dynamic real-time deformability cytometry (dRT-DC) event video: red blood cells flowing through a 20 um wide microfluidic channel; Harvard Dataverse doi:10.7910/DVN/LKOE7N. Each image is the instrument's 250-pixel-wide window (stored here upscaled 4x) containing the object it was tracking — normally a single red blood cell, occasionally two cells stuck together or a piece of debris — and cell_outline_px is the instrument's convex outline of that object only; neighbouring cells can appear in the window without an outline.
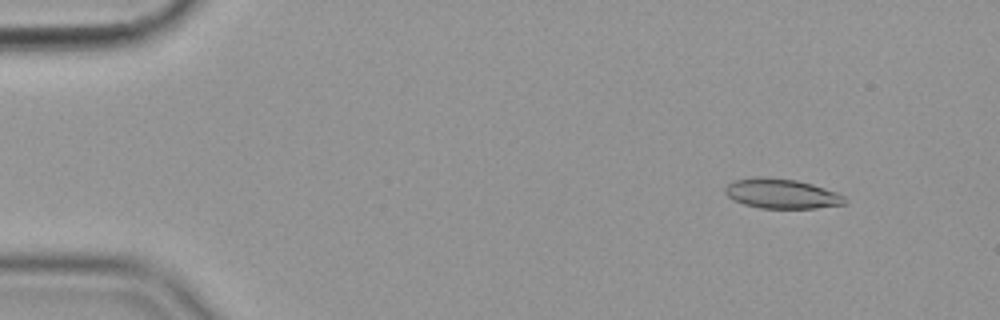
{"species": "common noctule bat (a hibernating species)", "species_latin": "Nyctalus noctula", "temperature_condition": "cold", "stored_images_in_passage": 56, "camera_frame_rate_fps": 3000, "um_per_image_px": 0.085, "animal": {"sex": "female", "body_mass_g": 19.9}, "frame": {"image": 1, "passage_image": 6, "time_ms": 1.667, "image_size_px": [1000, 320], "cell_outline_px": [[848, 204], [816, 208], [760, 208], [744, 204], [728, 196], [724, 192], [724, 188], [732, 180], [756, 176], [768, 176], [796, 180], [812, 184], [836, 192], [844, 196]], "centroid_in_image_um": [66.43, 16.45], "position_along_channel_um": 18.6, "area_um2": 20.92}}
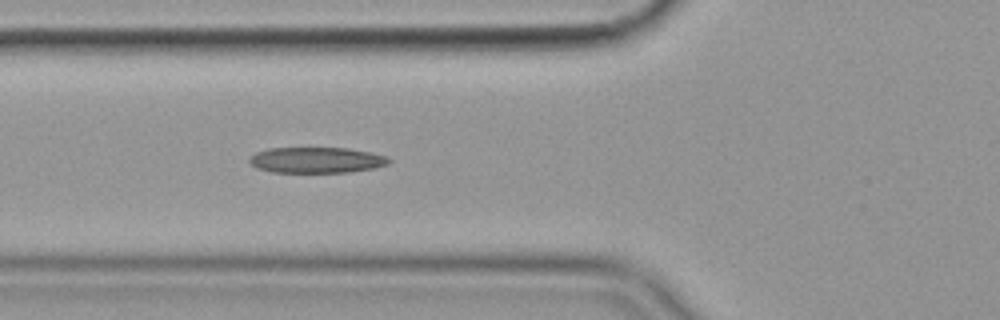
{"frame": {"image": 2, "passage_image": 21, "time_ms": 6.667, "image_size_px": [1000, 320], "cell_outline_px": [[392, 160], [388, 164], [372, 168], [348, 172], [272, 172], [256, 168], [248, 160], [256, 152], [268, 148], [348, 148], [372, 152], [388, 156]], "centroid_in_image_um": [26.92, 13.6], "position_along_channel_um": 98.9, "area_um2": 20.98}}
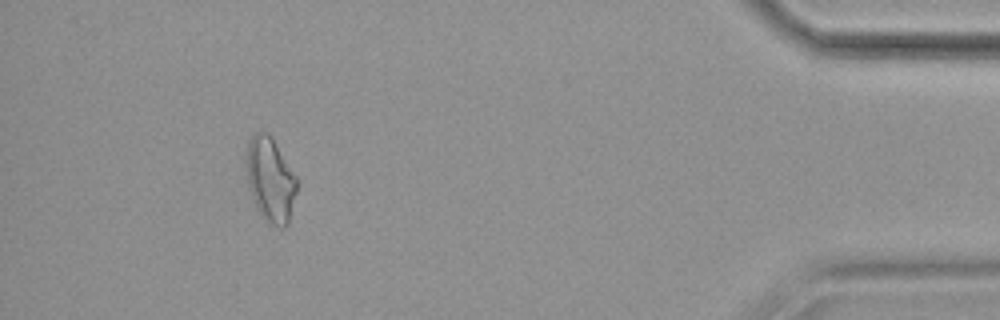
{"frame": {"image": 3, "passage_image": 52, "time_ms": 17.0, "image_size_px": [1000, 320], "cell_outline_px": [[296, 192], [288, 224], [284, 228], [280, 228], [268, 224], [264, 220], [256, 208], [248, 184], [244, 164], [244, 156], [248, 140], [256, 132], [268, 132], [272, 136], [296, 176]], "centroid_in_image_um": [22.94, 15.26], "position_along_channel_um": 412.3, "area_um2": 25.37}, "authors_computed_cell_mechanics": {"area_um2": 20.9236, "velocity_mm_per_s": 3.5787, "shape_relaxation_time_tau1_ms": 10.0225, "shape_relaxation_time_tau2_ms": 5.1701, "deformation_change_tau1": 0.2385, "deformation_change_tau2": 0.1622}}